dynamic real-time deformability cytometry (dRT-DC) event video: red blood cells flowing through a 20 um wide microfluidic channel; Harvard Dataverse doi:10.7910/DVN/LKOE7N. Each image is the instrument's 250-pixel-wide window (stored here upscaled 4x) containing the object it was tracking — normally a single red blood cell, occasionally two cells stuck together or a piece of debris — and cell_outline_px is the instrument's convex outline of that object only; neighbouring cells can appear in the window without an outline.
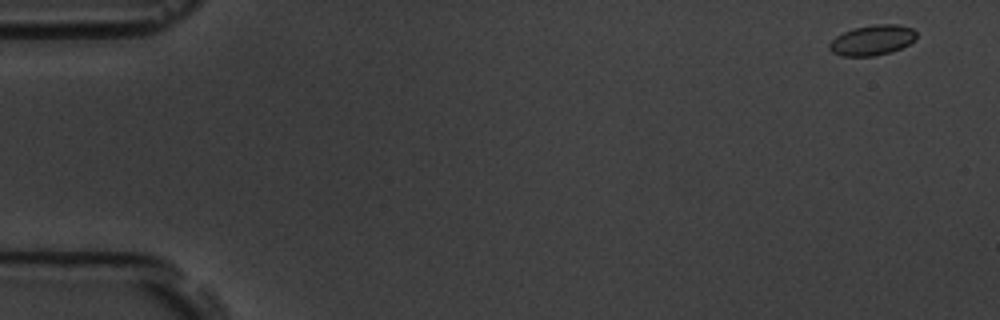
{"species": "common noctule bat (a hibernating species)", "species_latin": "Nyctalus noctula", "temperature_condition": "room temperature", "stored_images_in_passage": 5, "camera_frame_rate_fps": 3000, "um_per_image_px": 0.085, "animal": {"sex": "male", "body_mass_g": 19.5, "forearm_length_mm": 54.6}, "frame": {"image": 1, "passage_image": 1, "time_ms": 0.0, "image_size_px": [1000, 320], "cell_outline_px": [[916, 40], [892, 52], [872, 56], [840, 56], [832, 52], [828, 48], [828, 44], [836, 36], [852, 28], [876, 24], [896, 24], [912, 28], [916, 32]], "centroid_in_image_um": [74.13, 3.41], "position_along_channel_um": 10.9, "area_um2": 15.43}}